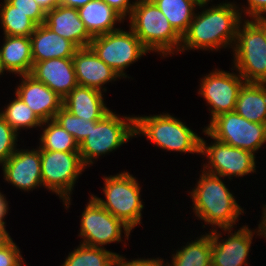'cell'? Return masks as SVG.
Listing matches in <instances>:
<instances>
[{
	"label": "cell",
	"instance_id": "9a60e30c",
	"mask_svg": "<svg viewBox=\"0 0 266 266\" xmlns=\"http://www.w3.org/2000/svg\"><path fill=\"white\" fill-rule=\"evenodd\" d=\"M5 180L20 190L30 191L43 186L40 148L17 149L2 165Z\"/></svg>",
	"mask_w": 266,
	"mask_h": 266
},
{
	"label": "cell",
	"instance_id": "4dcf8cb0",
	"mask_svg": "<svg viewBox=\"0 0 266 266\" xmlns=\"http://www.w3.org/2000/svg\"><path fill=\"white\" fill-rule=\"evenodd\" d=\"M54 120L69 134H71L78 144H80L89 135L91 124H96L99 121H85L84 118L73 115L64 107L56 113Z\"/></svg>",
	"mask_w": 266,
	"mask_h": 266
},
{
	"label": "cell",
	"instance_id": "ab89813d",
	"mask_svg": "<svg viewBox=\"0 0 266 266\" xmlns=\"http://www.w3.org/2000/svg\"><path fill=\"white\" fill-rule=\"evenodd\" d=\"M8 201L5 196L0 192V222H4V217L8 213Z\"/></svg>",
	"mask_w": 266,
	"mask_h": 266
},
{
	"label": "cell",
	"instance_id": "8fae6325",
	"mask_svg": "<svg viewBox=\"0 0 266 266\" xmlns=\"http://www.w3.org/2000/svg\"><path fill=\"white\" fill-rule=\"evenodd\" d=\"M80 244L90 247H102L122 241V232L129 239L131 229L109 211L103 208L92 196L81 216ZM123 230V231H122Z\"/></svg>",
	"mask_w": 266,
	"mask_h": 266
},
{
	"label": "cell",
	"instance_id": "4316f807",
	"mask_svg": "<svg viewBox=\"0 0 266 266\" xmlns=\"http://www.w3.org/2000/svg\"><path fill=\"white\" fill-rule=\"evenodd\" d=\"M46 125L40 136V150L46 151H63V152H79V144L75 138L69 134L54 119L43 121L41 127Z\"/></svg>",
	"mask_w": 266,
	"mask_h": 266
},
{
	"label": "cell",
	"instance_id": "603a6c76",
	"mask_svg": "<svg viewBox=\"0 0 266 266\" xmlns=\"http://www.w3.org/2000/svg\"><path fill=\"white\" fill-rule=\"evenodd\" d=\"M80 19L85 28L92 36L107 34L120 28H114L115 23L125 20L117 11L103 0H92L86 5L78 8Z\"/></svg>",
	"mask_w": 266,
	"mask_h": 266
},
{
	"label": "cell",
	"instance_id": "f546056e",
	"mask_svg": "<svg viewBox=\"0 0 266 266\" xmlns=\"http://www.w3.org/2000/svg\"><path fill=\"white\" fill-rule=\"evenodd\" d=\"M13 101L4 107L5 110L0 112V115L5 121L18 133L22 129H30L34 127H41L42 121L27 106L20 97L15 95Z\"/></svg>",
	"mask_w": 266,
	"mask_h": 266
},
{
	"label": "cell",
	"instance_id": "f1b7e54d",
	"mask_svg": "<svg viewBox=\"0 0 266 266\" xmlns=\"http://www.w3.org/2000/svg\"><path fill=\"white\" fill-rule=\"evenodd\" d=\"M117 255L104 247L80 244L77 249L69 253L61 266H108Z\"/></svg>",
	"mask_w": 266,
	"mask_h": 266
},
{
	"label": "cell",
	"instance_id": "d6986e66",
	"mask_svg": "<svg viewBox=\"0 0 266 266\" xmlns=\"http://www.w3.org/2000/svg\"><path fill=\"white\" fill-rule=\"evenodd\" d=\"M44 24L59 36L73 42L78 48L89 47L93 39L76 8L59 5L46 13Z\"/></svg>",
	"mask_w": 266,
	"mask_h": 266
},
{
	"label": "cell",
	"instance_id": "f6af8a7d",
	"mask_svg": "<svg viewBox=\"0 0 266 266\" xmlns=\"http://www.w3.org/2000/svg\"><path fill=\"white\" fill-rule=\"evenodd\" d=\"M3 72H4V70H3L2 66H1V62H0V75L4 74Z\"/></svg>",
	"mask_w": 266,
	"mask_h": 266
},
{
	"label": "cell",
	"instance_id": "7c38bea8",
	"mask_svg": "<svg viewBox=\"0 0 266 266\" xmlns=\"http://www.w3.org/2000/svg\"><path fill=\"white\" fill-rule=\"evenodd\" d=\"M214 143L207 145L200 139V153L205 155L208 164L204 163L203 170L221 177H243L256 172L255 154L213 139Z\"/></svg>",
	"mask_w": 266,
	"mask_h": 266
},
{
	"label": "cell",
	"instance_id": "9c48e42d",
	"mask_svg": "<svg viewBox=\"0 0 266 266\" xmlns=\"http://www.w3.org/2000/svg\"><path fill=\"white\" fill-rule=\"evenodd\" d=\"M203 133L211 139L254 154L266 142V124L250 122L235 111L213 118Z\"/></svg>",
	"mask_w": 266,
	"mask_h": 266
},
{
	"label": "cell",
	"instance_id": "ee69618b",
	"mask_svg": "<svg viewBox=\"0 0 266 266\" xmlns=\"http://www.w3.org/2000/svg\"><path fill=\"white\" fill-rule=\"evenodd\" d=\"M197 3L199 4V8H204L205 6H207V3L210 1V0H196ZM212 2V0H211Z\"/></svg>",
	"mask_w": 266,
	"mask_h": 266
},
{
	"label": "cell",
	"instance_id": "d6a6232c",
	"mask_svg": "<svg viewBox=\"0 0 266 266\" xmlns=\"http://www.w3.org/2000/svg\"><path fill=\"white\" fill-rule=\"evenodd\" d=\"M12 6L25 13L37 25H42L45 22L46 13L42 10L35 0H7Z\"/></svg>",
	"mask_w": 266,
	"mask_h": 266
},
{
	"label": "cell",
	"instance_id": "d4e9b609",
	"mask_svg": "<svg viewBox=\"0 0 266 266\" xmlns=\"http://www.w3.org/2000/svg\"><path fill=\"white\" fill-rule=\"evenodd\" d=\"M211 232L201 235L197 240L187 242L182 249L172 255L167 266H211Z\"/></svg>",
	"mask_w": 266,
	"mask_h": 266
},
{
	"label": "cell",
	"instance_id": "6da1fadb",
	"mask_svg": "<svg viewBox=\"0 0 266 266\" xmlns=\"http://www.w3.org/2000/svg\"><path fill=\"white\" fill-rule=\"evenodd\" d=\"M204 9L200 14L195 13L187 32L182 36L179 52L191 49L216 51L234 47L237 29L243 22L239 7L232 2H223Z\"/></svg>",
	"mask_w": 266,
	"mask_h": 266
},
{
	"label": "cell",
	"instance_id": "484cf974",
	"mask_svg": "<svg viewBox=\"0 0 266 266\" xmlns=\"http://www.w3.org/2000/svg\"><path fill=\"white\" fill-rule=\"evenodd\" d=\"M182 37L195 16L196 0H152Z\"/></svg>",
	"mask_w": 266,
	"mask_h": 266
},
{
	"label": "cell",
	"instance_id": "e575fe53",
	"mask_svg": "<svg viewBox=\"0 0 266 266\" xmlns=\"http://www.w3.org/2000/svg\"><path fill=\"white\" fill-rule=\"evenodd\" d=\"M248 7H246L244 10L242 9V12L246 14V16H250V19H263L266 14V0H247Z\"/></svg>",
	"mask_w": 266,
	"mask_h": 266
},
{
	"label": "cell",
	"instance_id": "836d02e7",
	"mask_svg": "<svg viewBox=\"0 0 266 266\" xmlns=\"http://www.w3.org/2000/svg\"><path fill=\"white\" fill-rule=\"evenodd\" d=\"M24 260L12 238L0 246V266H23Z\"/></svg>",
	"mask_w": 266,
	"mask_h": 266
},
{
	"label": "cell",
	"instance_id": "7a4b0ae2",
	"mask_svg": "<svg viewBox=\"0 0 266 266\" xmlns=\"http://www.w3.org/2000/svg\"><path fill=\"white\" fill-rule=\"evenodd\" d=\"M221 178L202 170L196 187L189 193L196 217L212 225L214 230L217 226L221 229L233 228L239 215L244 213Z\"/></svg>",
	"mask_w": 266,
	"mask_h": 266
},
{
	"label": "cell",
	"instance_id": "8d00e7d4",
	"mask_svg": "<svg viewBox=\"0 0 266 266\" xmlns=\"http://www.w3.org/2000/svg\"><path fill=\"white\" fill-rule=\"evenodd\" d=\"M164 263V259H159L156 258H148V259H134V260H129L127 261L125 257H123L121 255V266H167V264H163Z\"/></svg>",
	"mask_w": 266,
	"mask_h": 266
},
{
	"label": "cell",
	"instance_id": "f35d334b",
	"mask_svg": "<svg viewBox=\"0 0 266 266\" xmlns=\"http://www.w3.org/2000/svg\"><path fill=\"white\" fill-rule=\"evenodd\" d=\"M90 1L92 0H61V5L78 9Z\"/></svg>",
	"mask_w": 266,
	"mask_h": 266
},
{
	"label": "cell",
	"instance_id": "3957f363",
	"mask_svg": "<svg viewBox=\"0 0 266 266\" xmlns=\"http://www.w3.org/2000/svg\"><path fill=\"white\" fill-rule=\"evenodd\" d=\"M128 18L130 29L149 52L163 57L179 52L182 37L152 0H137Z\"/></svg>",
	"mask_w": 266,
	"mask_h": 266
},
{
	"label": "cell",
	"instance_id": "30bf717a",
	"mask_svg": "<svg viewBox=\"0 0 266 266\" xmlns=\"http://www.w3.org/2000/svg\"><path fill=\"white\" fill-rule=\"evenodd\" d=\"M129 30L127 32L120 28L95 36L89 44L97 57L111 67L120 78H127L124 69L137 62L141 56L149 53L140 39L130 28Z\"/></svg>",
	"mask_w": 266,
	"mask_h": 266
},
{
	"label": "cell",
	"instance_id": "cb8c5ba5",
	"mask_svg": "<svg viewBox=\"0 0 266 266\" xmlns=\"http://www.w3.org/2000/svg\"><path fill=\"white\" fill-rule=\"evenodd\" d=\"M235 112L250 122L266 124V83H245Z\"/></svg>",
	"mask_w": 266,
	"mask_h": 266
},
{
	"label": "cell",
	"instance_id": "44dd1931",
	"mask_svg": "<svg viewBox=\"0 0 266 266\" xmlns=\"http://www.w3.org/2000/svg\"><path fill=\"white\" fill-rule=\"evenodd\" d=\"M102 93L95 88L77 85L63 99V107L85 121L101 120L111 112L104 103Z\"/></svg>",
	"mask_w": 266,
	"mask_h": 266
},
{
	"label": "cell",
	"instance_id": "7bdbcfd3",
	"mask_svg": "<svg viewBox=\"0 0 266 266\" xmlns=\"http://www.w3.org/2000/svg\"><path fill=\"white\" fill-rule=\"evenodd\" d=\"M108 266H121V255H117Z\"/></svg>",
	"mask_w": 266,
	"mask_h": 266
},
{
	"label": "cell",
	"instance_id": "ac0fdd59",
	"mask_svg": "<svg viewBox=\"0 0 266 266\" xmlns=\"http://www.w3.org/2000/svg\"><path fill=\"white\" fill-rule=\"evenodd\" d=\"M72 59L78 85L105 92L104 84L120 78L90 47L78 48Z\"/></svg>",
	"mask_w": 266,
	"mask_h": 266
},
{
	"label": "cell",
	"instance_id": "ba28073f",
	"mask_svg": "<svg viewBox=\"0 0 266 266\" xmlns=\"http://www.w3.org/2000/svg\"><path fill=\"white\" fill-rule=\"evenodd\" d=\"M40 155L43 187L58 195L69 208L74 184L86 168L80 153L40 150Z\"/></svg>",
	"mask_w": 266,
	"mask_h": 266
},
{
	"label": "cell",
	"instance_id": "7402d4cb",
	"mask_svg": "<svg viewBox=\"0 0 266 266\" xmlns=\"http://www.w3.org/2000/svg\"><path fill=\"white\" fill-rule=\"evenodd\" d=\"M0 62L4 71L18 76L30 74L33 67L30 37L4 35Z\"/></svg>",
	"mask_w": 266,
	"mask_h": 266
},
{
	"label": "cell",
	"instance_id": "2e32d148",
	"mask_svg": "<svg viewBox=\"0 0 266 266\" xmlns=\"http://www.w3.org/2000/svg\"><path fill=\"white\" fill-rule=\"evenodd\" d=\"M20 76L22 81L17 86L15 94L42 122L54 119L56 113L63 107V99L30 74Z\"/></svg>",
	"mask_w": 266,
	"mask_h": 266
},
{
	"label": "cell",
	"instance_id": "52a82bcc",
	"mask_svg": "<svg viewBox=\"0 0 266 266\" xmlns=\"http://www.w3.org/2000/svg\"><path fill=\"white\" fill-rule=\"evenodd\" d=\"M122 118L111 111L96 124H91L89 135L79 144L80 157L85 167L136 136L135 117Z\"/></svg>",
	"mask_w": 266,
	"mask_h": 266
},
{
	"label": "cell",
	"instance_id": "b9f144b4",
	"mask_svg": "<svg viewBox=\"0 0 266 266\" xmlns=\"http://www.w3.org/2000/svg\"><path fill=\"white\" fill-rule=\"evenodd\" d=\"M5 223L6 222H0V246H2L11 239L9 233L6 231Z\"/></svg>",
	"mask_w": 266,
	"mask_h": 266
},
{
	"label": "cell",
	"instance_id": "5b68a950",
	"mask_svg": "<svg viewBox=\"0 0 266 266\" xmlns=\"http://www.w3.org/2000/svg\"><path fill=\"white\" fill-rule=\"evenodd\" d=\"M145 135L157 147L167 151L199 153L200 139L184 122L170 114L135 117V135Z\"/></svg>",
	"mask_w": 266,
	"mask_h": 266
},
{
	"label": "cell",
	"instance_id": "277c9868",
	"mask_svg": "<svg viewBox=\"0 0 266 266\" xmlns=\"http://www.w3.org/2000/svg\"><path fill=\"white\" fill-rule=\"evenodd\" d=\"M242 24L233 47L234 68L246 83H266V17Z\"/></svg>",
	"mask_w": 266,
	"mask_h": 266
},
{
	"label": "cell",
	"instance_id": "d590c367",
	"mask_svg": "<svg viewBox=\"0 0 266 266\" xmlns=\"http://www.w3.org/2000/svg\"><path fill=\"white\" fill-rule=\"evenodd\" d=\"M110 7H112L115 11H117L124 19L127 16L131 15L132 9L135 6V2H130V0H103ZM129 14V15H128ZM126 17V18H125Z\"/></svg>",
	"mask_w": 266,
	"mask_h": 266
},
{
	"label": "cell",
	"instance_id": "ffe728a7",
	"mask_svg": "<svg viewBox=\"0 0 266 266\" xmlns=\"http://www.w3.org/2000/svg\"><path fill=\"white\" fill-rule=\"evenodd\" d=\"M33 62L52 58H72L78 47L70 40L59 36L44 23L37 25L30 36Z\"/></svg>",
	"mask_w": 266,
	"mask_h": 266
},
{
	"label": "cell",
	"instance_id": "4fadbf2b",
	"mask_svg": "<svg viewBox=\"0 0 266 266\" xmlns=\"http://www.w3.org/2000/svg\"><path fill=\"white\" fill-rule=\"evenodd\" d=\"M200 81L198 94L210 105L211 120L220 114L235 111L237 97L246 83L239 73L215 69Z\"/></svg>",
	"mask_w": 266,
	"mask_h": 266
},
{
	"label": "cell",
	"instance_id": "60d3db41",
	"mask_svg": "<svg viewBox=\"0 0 266 266\" xmlns=\"http://www.w3.org/2000/svg\"><path fill=\"white\" fill-rule=\"evenodd\" d=\"M264 208L262 209L263 210V213H262V220L261 222L259 223L258 225V230L255 231L257 232L259 236H263L264 238H266V205L263 206Z\"/></svg>",
	"mask_w": 266,
	"mask_h": 266
},
{
	"label": "cell",
	"instance_id": "74e56055",
	"mask_svg": "<svg viewBox=\"0 0 266 266\" xmlns=\"http://www.w3.org/2000/svg\"><path fill=\"white\" fill-rule=\"evenodd\" d=\"M35 2L40 5L45 13L61 5V0H35Z\"/></svg>",
	"mask_w": 266,
	"mask_h": 266
},
{
	"label": "cell",
	"instance_id": "83f0119b",
	"mask_svg": "<svg viewBox=\"0 0 266 266\" xmlns=\"http://www.w3.org/2000/svg\"><path fill=\"white\" fill-rule=\"evenodd\" d=\"M0 7V23L6 36L30 37L37 24L25 13L16 10L7 0Z\"/></svg>",
	"mask_w": 266,
	"mask_h": 266
},
{
	"label": "cell",
	"instance_id": "e0dca14e",
	"mask_svg": "<svg viewBox=\"0 0 266 266\" xmlns=\"http://www.w3.org/2000/svg\"><path fill=\"white\" fill-rule=\"evenodd\" d=\"M30 75L48 86L61 99L78 85L72 58H52L33 62Z\"/></svg>",
	"mask_w": 266,
	"mask_h": 266
},
{
	"label": "cell",
	"instance_id": "5bb4252c",
	"mask_svg": "<svg viewBox=\"0 0 266 266\" xmlns=\"http://www.w3.org/2000/svg\"><path fill=\"white\" fill-rule=\"evenodd\" d=\"M233 228L222 229L228 238H221L218 230H211V266H248L250 246L253 239L254 230H250L247 225L242 226L237 232L231 233Z\"/></svg>",
	"mask_w": 266,
	"mask_h": 266
},
{
	"label": "cell",
	"instance_id": "8992f818",
	"mask_svg": "<svg viewBox=\"0 0 266 266\" xmlns=\"http://www.w3.org/2000/svg\"><path fill=\"white\" fill-rule=\"evenodd\" d=\"M105 199L91 195L103 208L117 217L131 230L141 224L142 209L141 189L138 181L128 172L103 177Z\"/></svg>",
	"mask_w": 266,
	"mask_h": 266
},
{
	"label": "cell",
	"instance_id": "1f68e13d",
	"mask_svg": "<svg viewBox=\"0 0 266 266\" xmlns=\"http://www.w3.org/2000/svg\"><path fill=\"white\" fill-rule=\"evenodd\" d=\"M18 133L0 115V164L3 165L17 150Z\"/></svg>",
	"mask_w": 266,
	"mask_h": 266
}]
</instances>
